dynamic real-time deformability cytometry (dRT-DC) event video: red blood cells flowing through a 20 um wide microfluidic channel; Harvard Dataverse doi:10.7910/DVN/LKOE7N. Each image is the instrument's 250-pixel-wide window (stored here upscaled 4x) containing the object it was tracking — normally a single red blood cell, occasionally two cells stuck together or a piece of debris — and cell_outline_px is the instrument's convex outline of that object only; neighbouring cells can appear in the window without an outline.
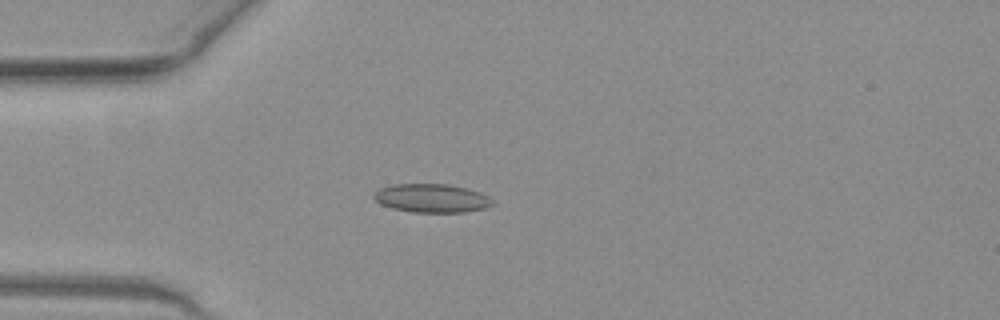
{"species": "common noctule bat (a hibernating species)", "species_latin": "Nyctalus noctula", "temperature_condition": "warm", "stored_images_in_passage": 34, "camera_frame_rate_fps": 3000, "um_per_image_px": 0.085, "animal": {"sex": "female", "body_mass_g": 19.3, "forearm_length_mm": 54.1}, "frame": {"image": 1, "passage_image": 3, "time_ms": 0.667, "image_size_px": [1000, 320], "cell_outline_px": [[496, 204], [484, 208], [464, 212], [416, 212], [392, 208], [380, 204], [372, 196], [372, 192], [380, 188], [392, 184], [448, 184], [464, 188], [488, 196]], "centroid_in_image_um": [36.65, 16.84], "position_along_channel_um": 48.4, "area_um2": 19.65}}
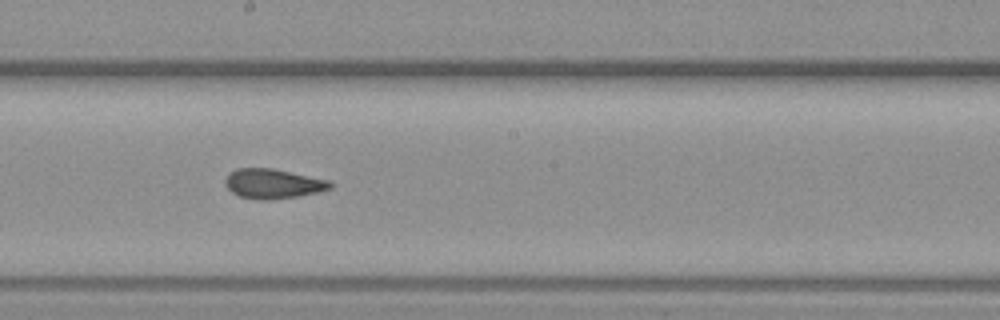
{"frame": {"image": 2, "passage_image": 17, "time_ms": 5.333, "image_size_px": [1000, 320], "cell_outline_px": [[332, 188], [316, 192], [296, 196], [272, 200], [260, 200], [240, 196], [232, 192], [228, 188], [224, 180], [236, 168], [272, 168], [332, 180]], "centroid_in_image_um": [23.24, 15.61], "position_along_channel_um": 225.0, "area_um2": 18.09}}
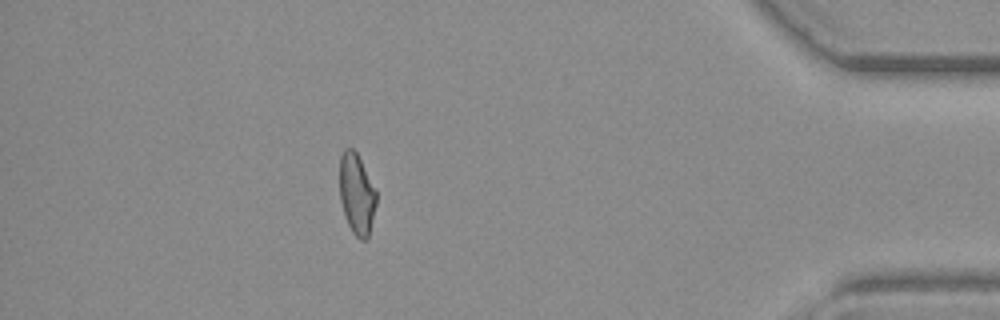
{"frame": {"image": 3, "passage_image": 34, "time_ms": 11.0, "image_size_px": [1000, 320], "cell_outline_px": [[376, 204], [368, 236], [364, 240], [360, 240], [352, 232], [344, 216], [340, 200], [340, 156], [344, 148], [352, 148], [356, 152], [376, 192]], "centroid_in_image_um": [30.29, 16.5], "position_along_channel_um": 404.9, "area_um2": 16.99}, "authors_computed_cell_mechanics": {"area_um2": 18.0625, "velocity_mm_per_s": 4.0556, "shape_relaxation_time_tau1_ms": null, "shape_relaxation_time_tau2_ms": 2.4756, "deformation_change_tau1": null, "deformation_change_tau2": 0.0993}}